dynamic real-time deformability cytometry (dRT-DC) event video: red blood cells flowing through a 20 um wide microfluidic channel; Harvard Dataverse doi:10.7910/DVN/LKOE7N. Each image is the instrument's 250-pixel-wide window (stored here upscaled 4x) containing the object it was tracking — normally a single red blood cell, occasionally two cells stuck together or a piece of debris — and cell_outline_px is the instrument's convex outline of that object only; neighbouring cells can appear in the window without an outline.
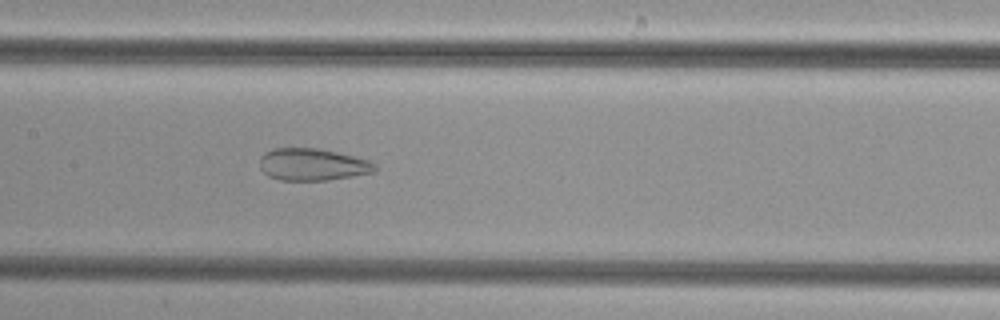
{"species": "common noctule bat (a hibernating species)", "species_latin": "Nyctalus noctula", "temperature_condition": "cold", "stored_images_in_passage": 36, "camera_frame_rate_fps": 3000, "um_per_image_px": 0.085, "animal": {"sex": "female", "body_mass_g": 29.2, "forearm_length_mm": 56.3}, "frame": {"image": 1, "passage_image": 10, "time_ms": 3.0, "image_size_px": [1000, 320], "cell_outline_px": [[376, 172], [328, 180], [280, 180], [268, 176], [260, 168], [260, 156], [264, 152], [272, 148], [316, 148], [336, 152], [368, 160], [376, 164]], "centroid_in_image_um": [26.54, 13.98], "position_along_channel_um": 180.9, "area_um2": 21.56}}
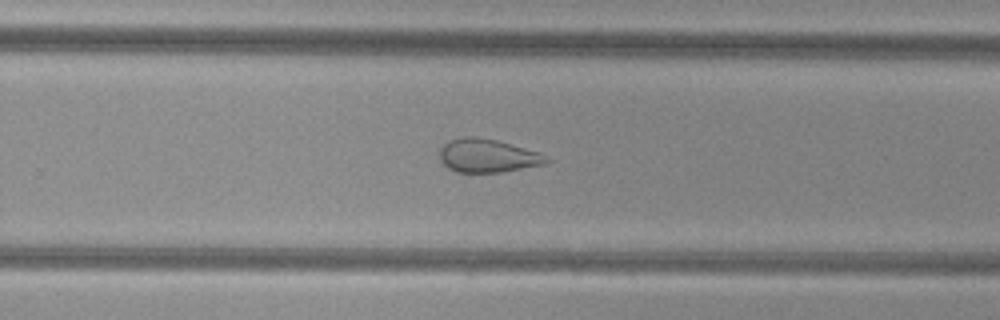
{"frame": {"image": 2, "passage_image": 18, "time_ms": 5.667, "image_size_px": [1000, 320], "cell_outline_px": [[552, 160], [544, 164], [500, 172], [456, 172], [448, 168], [440, 160], [440, 148], [444, 144], [460, 136], [476, 136], [496, 140], [540, 152]], "centroid_in_image_um": [41.44, 13.23], "position_along_channel_um": 288.4, "area_um2": 20.75}}
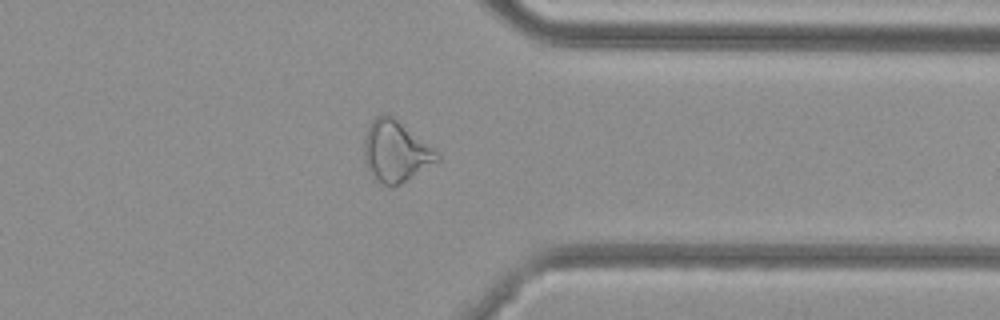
{"frame": {"image": 3, "passage_image": 25, "time_ms": 8.0, "image_size_px": [1000, 320], "cell_outline_px": [[440, 160], [400, 184], [392, 188], [388, 188], [372, 180], [364, 156], [364, 140], [368, 128], [372, 120], [376, 116], [384, 112], [388, 112], [432, 148], [440, 156]], "centroid_in_image_um": [33.59, 12.9], "position_along_channel_um": 377.8, "area_um2": 26.07}}